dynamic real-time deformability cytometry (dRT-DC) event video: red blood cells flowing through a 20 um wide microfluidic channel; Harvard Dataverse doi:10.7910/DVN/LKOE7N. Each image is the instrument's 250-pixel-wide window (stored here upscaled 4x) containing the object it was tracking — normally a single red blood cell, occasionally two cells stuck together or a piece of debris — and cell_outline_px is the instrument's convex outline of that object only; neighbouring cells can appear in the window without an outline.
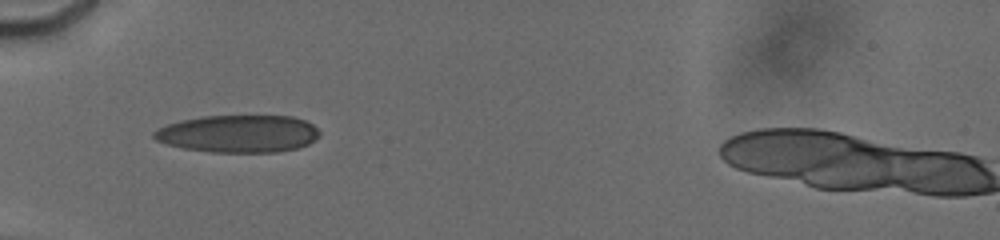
{"species": "human", "species_latin": "Homo sapiens", "temperature_condition": "cold", "stored_images_in_passage": 43, "camera_frame_rate_fps": 3000, "um_per_image_px": 0.085, "donor": {"sex": "male"}, "frame": {"image": 1, "passage_image": 14, "time_ms": 5.667, "image_size_px": [1000, 240], "cell_outline_px": [[320, 136], [308, 144], [296, 148], [276, 152], [212, 152], [184, 148], [168, 144], [156, 140], [152, 136], [152, 132], [168, 124], [180, 120], [204, 116], [292, 116], [304, 120], [312, 124], [320, 132]], "centroid_in_image_um": [20.27, 11.36], "position_along_channel_um": 64.7, "area_um2": 36.01}}
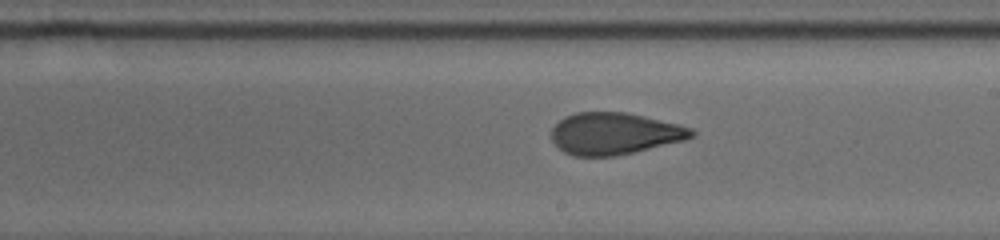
{"frame": {"image": 2, "passage_image": 26, "time_ms": 10.333, "image_size_px": [1000, 240], "cell_outline_px": [[696, 136], [684, 140], [632, 152], [612, 156], [572, 156], [564, 152], [552, 140], [552, 128], [564, 116], [576, 112], [628, 112], [692, 128], [696, 132]], "centroid_in_image_um": [52.22, 11.34], "position_along_channel_um": 236.8, "area_um2": 33.93}}
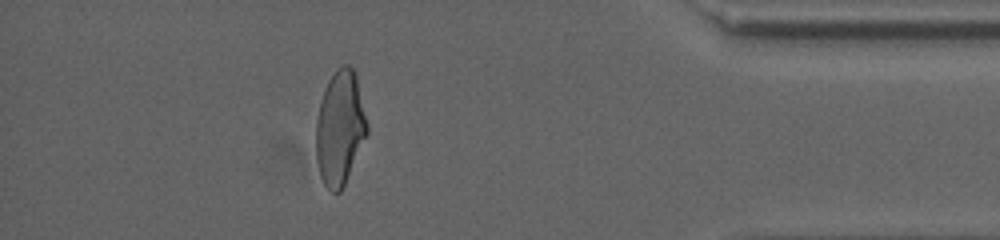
{"frame": {"image": 3, "passage_image": 39, "time_ms": 15.667, "image_size_px": [1000, 240], "cell_outline_px": [[368, 132], [344, 184], [340, 192], [332, 192], [324, 184], [320, 176], [316, 160], [316, 120], [320, 104], [328, 80], [336, 68], [344, 64], [348, 64], [356, 72], [368, 124]], "centroid_in_image_um": [28.9, 10.84], "position_along_channel_um": 406.3, "area_um2": 33.93}, "authors_computed_cell_mechanics": {"area_um2": 33.9864, "velocity_mm_per_s": 3.8153, "shape_relaxation_time_tau1_ms": 6.2109, "shape_relaxation_time_tau2_ms": 1.3942, "deformation_change_tau1": 0.1735, "deformation_change_tau2": 0.0884}}